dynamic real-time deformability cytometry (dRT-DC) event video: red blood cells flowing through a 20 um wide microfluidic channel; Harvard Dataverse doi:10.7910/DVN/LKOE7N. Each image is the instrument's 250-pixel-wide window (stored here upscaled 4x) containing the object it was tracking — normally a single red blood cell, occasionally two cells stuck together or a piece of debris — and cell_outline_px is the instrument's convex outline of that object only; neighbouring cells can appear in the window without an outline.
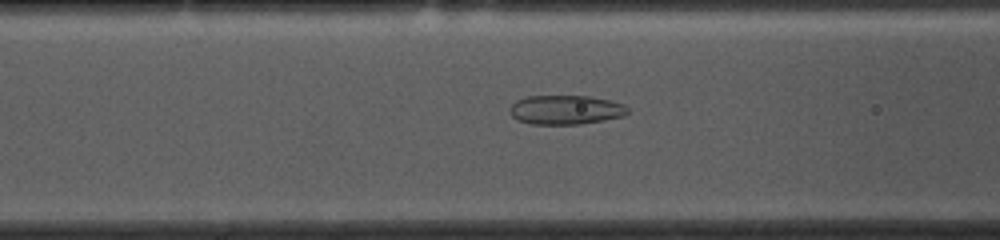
{"species": "common noctule bat (a hibernating species)", "species_latin": "Nyctalus noctula", "temperature_condition": "cold", "stored_images_in_passage": 53, "camera_frame_rate_fps": 3000, "um_per_image_px": 0.085, "animal": {"sex": "female", "body_mass_g": 10.0, "forearm_length_mm": 53.1}, "frame": {"image": 1, "passage_image": 19, "time_ms": 6.0, "image_size_px": [1000, 240], "cell_outline_px": [[628, 112], [624, 116], [604, 120], [580, 124], [532, 124], [516, 120], [508, 112], [508, 108], [516, 100], [528, 96], [588, 96], [608, 100], [624, 104], [628, 108]], "centroid_in_image_um": [48.04, 9.34], "position_along_channel_um": 118.6, "area_um2": 20.17}}
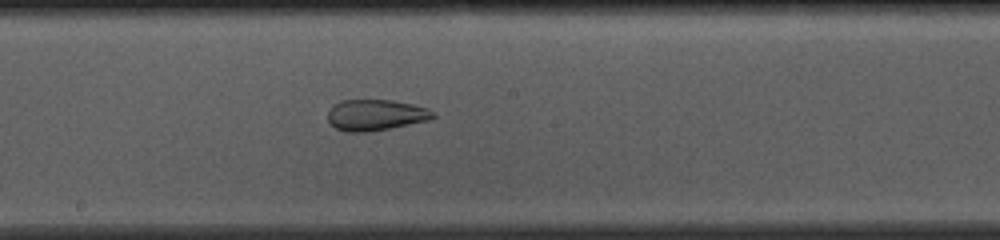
{"frame": {"image": 2, "passage_image": 27, "time_ms": 8.667, "image_size_px": [1000, 240], "cell_outline_px": [[436, 116], [432, 120], [368, 132], [344, 132], [336, 128], [328, 120], [328, 108], [332, 104], [340, 100], [392, 100], [412, 104], [428, 108], [436, 112]], "centroid_in_image_um": [31.94, 9.77], "position_along_channel_um": 216.3, "area_um2": 19.36}}
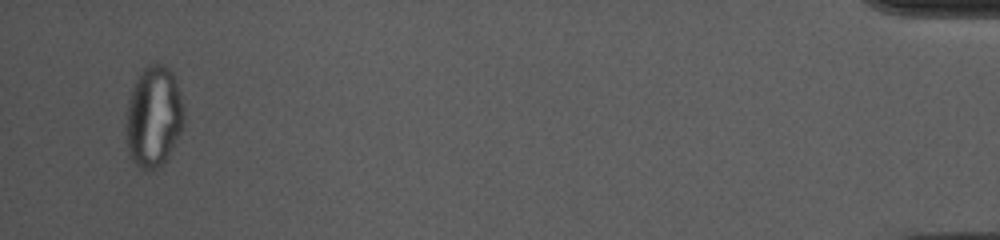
{"frame": {"image": 3, "passage_image": 51, "time_ms": 16.667, "image_size_px": [1000, 240], "cell_outline_px": [[184, 120], [180, 132], [168, 156], [156, 168], [140, 168], [132, 160], [128, 152], [128, 100], [132, 88], [140, 72], [148, 64], [160, 64], [168, 68], [172, 72], [176, 80], [184, 104]], "centroid_in_image_um": [13.09, 9.87], "position_along_channel_um": 422.1, "area_um2": 33.41}, "authors_computed_cell_mechanics": {"area_um2": 26.4724, "velocity_mm_per_s": 3.6589, "shape_relaxation_time_tau1_ms": null, "shape_relaxation_time_tau2_ms": 1.5508, "deformation_change_tau1": null, "deformation_change_tau2": 0.0887}}